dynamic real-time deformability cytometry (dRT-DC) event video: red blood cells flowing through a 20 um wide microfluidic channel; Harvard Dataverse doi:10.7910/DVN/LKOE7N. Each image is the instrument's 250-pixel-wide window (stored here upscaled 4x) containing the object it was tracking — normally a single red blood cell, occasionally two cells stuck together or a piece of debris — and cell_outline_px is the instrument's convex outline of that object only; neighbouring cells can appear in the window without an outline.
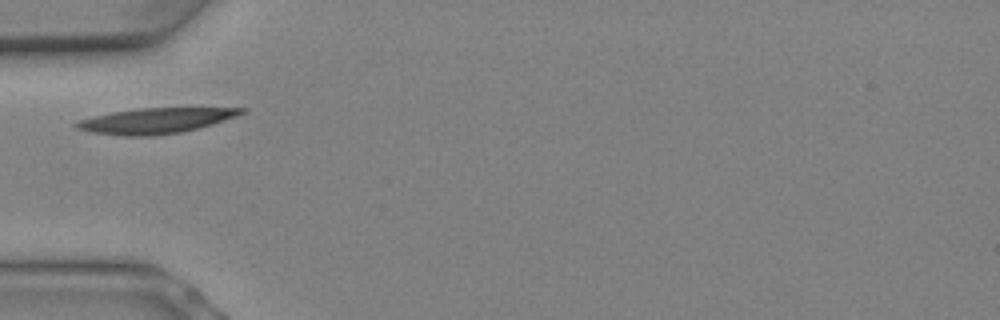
{"species": "Egyptian fruit bat (a non-hibernating species)", "species_latin": "Rousettus aegyptiacus", "temperature_condition": "warm", "stored_images_in_passage": 6, "camera_frame_rate_fps": 3000, "um_per_image_px": 0.085, "animal": {"sex": "female"}, "frame": {"image": 1, "passage_image": 1, "time_ms": 0.0, "image_size_px": [1000, 320], "cell_outline_px": [[248, 108], [244, 112], [236, 116], [200, 128], [180, 132], [152, 136], [120, 136], [92, 132], [76, 128], [72, 124], [76, 120], [92, 116], [112, 112], [136, 108]], "centroid_in_image_um": [13.16, 10.26], "position_along_channel_um": 71.8, "area_um2": 24.51}}